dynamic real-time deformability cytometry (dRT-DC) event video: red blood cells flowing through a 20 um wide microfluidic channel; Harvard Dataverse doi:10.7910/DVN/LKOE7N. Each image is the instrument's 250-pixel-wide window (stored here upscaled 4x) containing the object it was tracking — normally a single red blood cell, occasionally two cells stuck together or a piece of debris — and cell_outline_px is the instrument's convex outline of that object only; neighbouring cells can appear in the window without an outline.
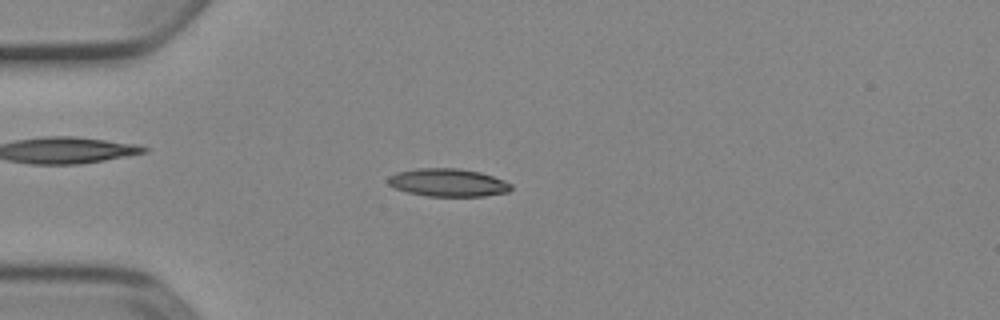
{"species": "Egyptian fruit bat (a non-hibernating species)", "species_latin": "Rousettus aegyptiacus", "temperature_condition": "cold", "stored_images_in_passage": 5, "camera_frame_rate_fps": 3000, "um_per_image_px": 0.085, "animal": {"sex": "female"}, "frame": {"image": 1, "passage_image": 5, "time_ms": 1.333, "image_size_px": [1000, 320], "cell_outline_px": [[512, 188], [508, 192], [484, 196], [428, 196], [408, 192], [396, 188], [388, 184], [388, 176], [396, 172], [416, 168], [460, 168], [480, 172], [504, 180], [512, 184]], "centroid_in_image_um": [38.08, 15.51], "position_along_channel_um": 46.9, "area_um2": 20.06}}